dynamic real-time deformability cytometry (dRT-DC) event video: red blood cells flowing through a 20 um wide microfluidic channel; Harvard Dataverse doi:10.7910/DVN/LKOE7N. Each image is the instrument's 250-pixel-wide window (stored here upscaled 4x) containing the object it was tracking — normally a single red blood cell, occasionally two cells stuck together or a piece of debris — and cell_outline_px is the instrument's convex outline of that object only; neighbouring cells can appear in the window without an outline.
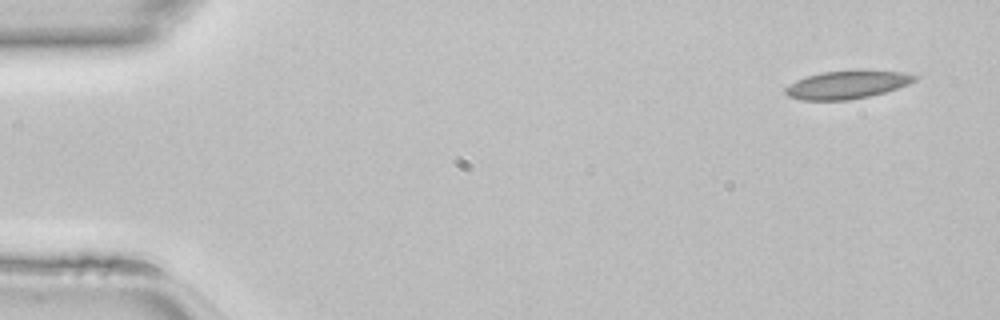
{"species": "common noctule bat (a hibernating species)", "species_latin": "Nyctalus noctula", "temperature_condition": "room temperature", "stored_images_in_passage": 45, "camera_frame_rate_fps": 3000, "um_per_image_px": 0.085, "animal": {"sex": "female", "body_mass_g": 22.7, "forearm_length_mm": 54.2}, "frame": {"image": 1, "passage_image": 1, "time_ms": 0.0, "image_size_px": [1000, 320], "cell_outline_px": [[916, 80], [908, 84], [884, 92], [868, 96], [848, 100], [800, 100], [788, 96], [784, 92], [784, 88], [796, 80], [808, 76], [824, 72], [900, 72], [916, 76]], "centroid_in_image_um": [71.91, 7.24], "position_along_channel_um": 13.1, "area_um2": 20.23}}
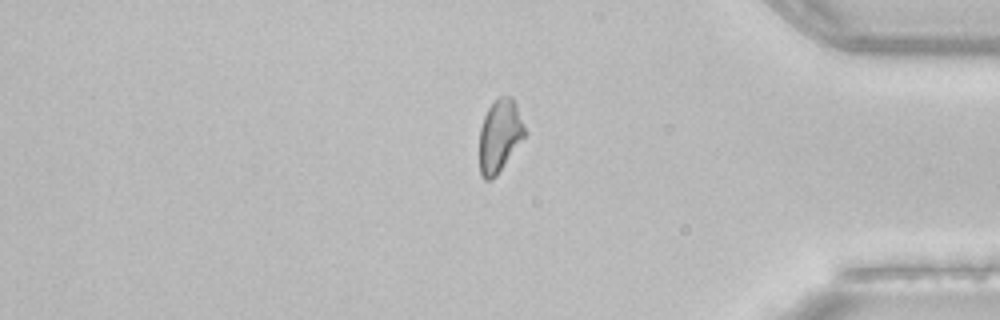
{"frame": {"image": 2, "passage_image": 37, "time_ms": 12.0, "image_size_px": [1000, 320], "cell_outline_px": [[528, 132], [496, 176], [492, 180], [484, 180], [480, 176], [480, 128], [484, 116], [488, 108], [500, 96], [512, 96], [516, 104]], "centroid_in_image_um": [42.49, 11.54], "position_along_channel_um": 392.7, "area_um2": 19.25}}
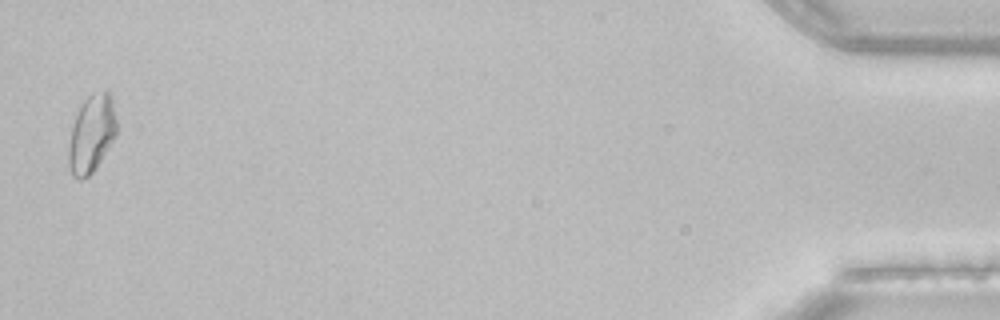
{"frame": {"image": 3, "passage_image": 44, "time_ms": 14.333, "image_size_px": [1000, 320], "cell_outline_px": [[116, 136], [96, 168], [88, 176], [80, 180], [72, 176], [68, 164], [68, 148], [72, 124], [84, 100], [88, 96], [104, 92], [108, 92], [112, 96], [116, 120]], "centroid_in_image_um": [7.77, 11.42], "position_along_channel_um": 427.4, "area_um2": 21.56}}